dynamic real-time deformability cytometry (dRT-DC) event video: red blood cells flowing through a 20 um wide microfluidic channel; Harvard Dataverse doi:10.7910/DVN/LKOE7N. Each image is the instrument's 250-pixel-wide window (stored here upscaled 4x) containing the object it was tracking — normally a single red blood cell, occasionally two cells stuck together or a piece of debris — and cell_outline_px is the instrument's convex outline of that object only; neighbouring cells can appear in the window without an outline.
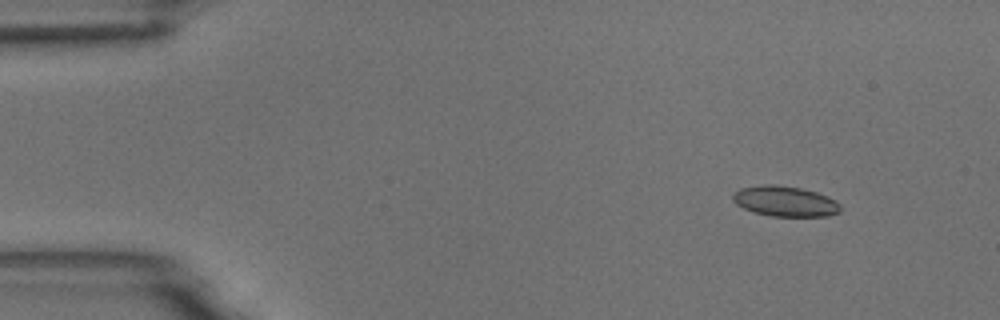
{"species": "common noctule bat (a hibernating species)", "species_latin": "Nyctalus noctula", "temperature_condition": "room temperature", "stored_images_in_passage": 5, "camera_frame_rate_fps": 3000, "um_per_image_px": 0.085, "animal": {"sex": "male", "body_mass_g": 18.8}, "frame": {"image": 1, "passage_image": 1, "time_ms": 0.0, "image_size_px": [1000, 320], "cell_outline_px": [[840, 212], [828, 216], [772, 216], [756, 212], [744, 208], [736, 204], [732, 200], [732, 196], [740, 188], [764, 184], [772, 184], [800, 188], [816, 192], [828, 196], [836, 200], [840, 204]], "centroid_in_image_um": [66.75, 17.1], "position_along_channel_um": 18.2, "area_um2": 18.96}}
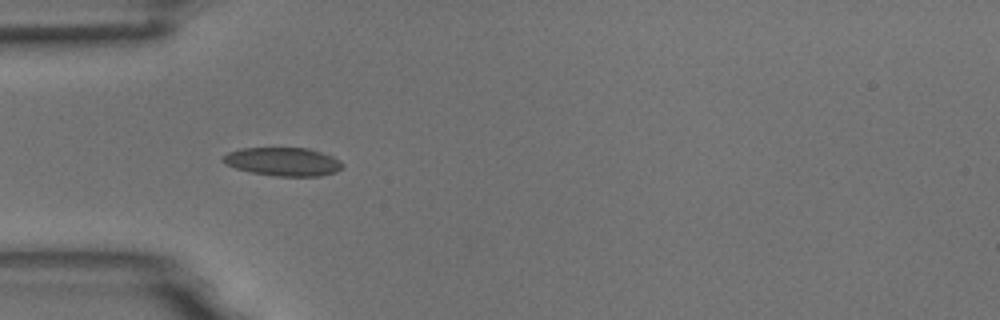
{"frame": {"image": 2, "passage_image": 4, "time_ms": 1.0, "image_size_px": [1000, 320], "cell_outline_px": [[344, 168], [336, 172], [320, 176], [276, 176], [252, 172], [236, 168], [224, 164], [220, 160], [228, 152], [240, 148], [308, 148], [332, 156], [340, 160], [344, 164]], "centroid_in_image_um": [24.07, 13.74], "position_along_channel_um": 60.9, "area_um2": 19.88}}